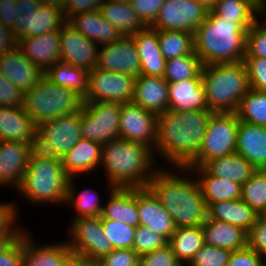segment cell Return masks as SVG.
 <instances>
[{
	"mask_svg": "<svg viewBox=\"0 0 266 266\" xmlns=\"http://www.w3.org/2000/svg\"><path fill=\"white\" fill-rule=\"evenodd\" d=\"M239 125L236 113H212L200 150L185 167L202 166L206 161L235 153Z\"/></svg>",
	"mask_w": 266,
	"mask_h": 266,
	"instance_id": "obj_8",
	"label": "cell"
},
{
	"mask_svg": "<svg viewBox=\"0 0 266 266\" xmlns=\"http://www.w3.org/2000/svg\"><path fill=\"white\" fill-rule=\"evenodd\" d=\"M36 132L37 125L23 106L0 107V141L30 143Z\"/></svg>",
	"mask_w": 266,
	"mask_h": 266,
	"instance_id": "obj_27",
	"label": "cell"
},
{
	"mask_svg": "<svg viewBox=\"0 0 266 266\" xmlns=\"http://www.w3.org/2000/svg\"><path fill=\"white\" fill-rule=\"evenodd\" d=\"M77 266H94V261H84L77 256Z\"/></svg>",
	"mask_w": 266,
	"mask_h": 266,
	"instance_id": "obj_65",
	"label": "cell"
},
{
	"mask_svg": "<svg viewBox=\"0 0 266 266\" xmlns=\"http://www.w3.org/2000/svg\"><path fill=\"white\" fill-rule=\"evenodd\" d=\"M256 19L246 33L245 57L266 58V19Z\"/></svg>",
	"mask_w": 266,
	"mask_h": 266,
	"instance_id": "obj_47",
	"label": "cell"
},
{
	"mask_svg": "<svg viewBox=\"0 0 266 266\" xmlns=\"http://www.w3.org/2000/svg\"><path fill=\"white\" fill-rule=\"evenodd\" d=\"M201 78L213 113H236L250 88L244 62L203 65Z\"/></svg>",
	"mask_w": 266,
	"mask_h": 266,
	"instance_id": "obj_5",
	"label": "cell"
},
{
	"mask_svg": "<svg viewBox=\"0 0 266 266\" xmlns=\"http://www.w3.org/2000/svg\"><path fill=\"white\" fill-rule=\"evenodd\" d=\"M168 96V110L172 112L208 109L202 78L168 83Z\"/></svg>",
	"mask_w": 266,
	"mask_h": 266,
	"instance_id": "obj_24",
	"label": "cell"
},
{
	"mask_svg": "<svg viewBox=\"0 0 266 266\" xmlns=\"http://www.w3.org/2000/svg\"><path fill=\"white\" fill-rule=\"evenodd\" d=\"M109 198L103 206L101 219L121 221L125 224L137 227L138 215V188L108 189Z\"/></svg>",
	"mask_w": 266,
	"mask_h": 266,
	"instance_id": "obj_22",
	"label": "cell"
},
{
	"mask_svg": "<svg viewBox=\"0 0 266 266\" xmlns=\"http://www.w3.org/2000/svg\"><path fill=\"white\" fill-rule=\"evenodd\" d=\"M209 12L237 23H254L256 14L264 16L252 0H218Z\"/></svg>",
	"mask_w": 266,
	"mask_h": 266,
	"instance_id": "obj_38",
	"label": "cell"
},
{
	"mask_svg": "<svg viewBox=\"0 0 266 266\" xmlns=\"http://www.w3.org/2000/svg\"><path fill=\"white\" fill-rule=\"evenodd\" d=\"M232 251L204 244L186 266H227Z\"/></svg>",
	"mask_w": 266,
	"mask_h": 266,
	"instance_id": "obj_46",
	"label": "cell"
},
{
	"mask_svg": "<svg viewBox=\"0 0 266 266\" xmlns=\"http://www.w3.org/2000/svg\"><path fill=\"white\" fill-rule=\"evenodd\" d=\"M202 167L218 178L231 180L243 185L256 171L254 166L238 153L206 161Z\"/></svg>",
	"mask_w": 266,
	"mask_h": 266,
	"instance_id": "obj_34",
	"label": "cell"
},
{
	"mask_svg": "<svg viewBox=\"0 0 266 266\" xmlns=\"http://www.w3.org/2000/svg\"><path fill=\"white\" fill-rule=\"evenodd\" d=\"M24 247L23 233L0 252V266H21Z\"/></svg>",
	"mask_w": 266,
	"mask_h": 266,
	"instance_id": "obj_56",
	"label": "cell"
},
{
	"mask_svg": "<svg viewBox=\"0 0 266 266\" xmlns=\"http://www.w3.org/2000/svg\"><path fill=\"white\" fill-rule=\"evenodd\" d=\"M135 77L125 73L94 68L88 74V92L84 102L130 103L134 95Z\"/></svg>",
	"mask_w": 266,
	"mask_h": 266,
	"instance_id": "obj_11",
	"label": "cell"
},
{
	"mask_svg": "<svg viewBox=\"0 0 266 266\" xmlns=\"http://www.w3.org/2000/svg\"><path fill=\"white\" fill-rule=\"evenodd\" d=\"M247 246L266 260V221L259 216L247 235Z\"/></svg>",
	"mask_w": 266,
	"mask_h": 266,
	"instance_id": "obj_55",
	"label": "cell"
},
{
	"mask_svg": "<svg viewBox=\"0 0 266 266\" xmlns=\"http://www.w3.org/2000/svg\"><path fill=\"white\" fill-rule=\"evenodd\" d=\"M95 68L140 76V60L132 36H122L119 40L99 47Z\"/></svg>",
	"mask_w": 266,
	"mask_h": 266,
	"instance_id": "obj_15",
	"label": "cell"
},
{
	"mask_svg": "<svg viewBox=\"0 0 266 266\" xmlns=\"http://www.w3.org/2000/svg\"><path fill=\"white\" fill-rule=\"evenodd\" d=\"M105 0H66L63 10L65 21L74 15L90 11H97Z\"/></svg>",
	"mask_w": 266,
	"mask_h": 266,
	"instance_id": "obj_59",
	"label": "cell"
},
{
	"mask_svg": "<svg viewBox=\"0 0 266 266\" xmlns=\"http://www.w3.org/2000/svg\"><path fill=\"white\" fill-rule=\"evenodd\" d=\"M241 199L258 216H261L266 211V169L256 170L241 186Z\"/></svg>",
	"mask_w": 266,
	"mask_h": 266,
	"instance_id": "obj_43",
	"label": "cell"
},
{
	"mask_svg": "<svg viewBox=\"0 0 266 266\" xmlns=\"http://www.w3.org/2000/svg\"><path fill=\"white\" fill-rule=\"evenodd\" d=\"M79 33L103 46L119 40L123 35L104 19L99 10L79 13L67 21Z\"/></svg>",
	"mask_w": 266,
	"mask_h": 266,
	"instance_id": "obj_28",
	"label": "cell"
},
{
	"mask_svg": "<svg viewBox=\"0 0 266 266\" xmlns=\"http://www.w3.org/2000/svg\"><path fill=\"white\" fill-rule=\"evenodd\" d=\"M17 47L30 62L45 72L60 61V30L20 38Z\"/></svg>",
	"mask_w": 266,
	"mask_h": 266,
	"instance_id": "obj_17",
	"label": "cell"
},
{
	"mask_svg": "<svg viewBox=\"0 0 266 266\" xmlns=\"http://www.w3.org/2000/svg\"><path fill=\"white\" fill-rule=\"evenodd\" d=\"M17 46L13 32L8 27L0 23V56L5 52H9Z\"/></svg>",
	"mask_w": 266,
	"mask_h": 266,
	"instance_id": "obj_61",
	"label": "cell"
},
{
	"mask_svg": "<svg viewBox=\"0 0 266 266\" xmlns=\"http://www.w3.org/2000/svg\"><path fill=\"white\" fill-rule=\"evenodd\" d=\"M249 87L266 92V58L244 57Z\"/></svg>",
	"mask_w": 266,
	"mask_h": 266,
	"instance_id": "obj_49",
	"label": "cell"
},
{
	"mask_svg": "<svg viewBox=\"0 0 266 266\" xmlns=\"http://www.w3.org/2000/svg\"><path fill=\"white\" fill-rule=\"evenodd\" d=\"M208 12L209 8L196 0H166L150 27L157 31L172 30L194 33L204 22Z\"/></svg>",
	"mask_w": 266,
	"mask_h": 266,
	"instance_id": "obj_12",
	"label": "cell"
},
{
	"mask_svg": "<svg viewBox=\"0 0 266 266\" xmlns=\"http://www.w3.org/2000/svg\"><path fill=\"white\" fill-rule=\"evenodd\" d=\"M261 217L266 221V211L261 215Z\"/></svg>",
	"mask_w": 266,
	"mask_h": 266,
	"instance_id": "obj_69",
	"label": "cell"
},
{
	"mask_svg": "<svg viewBox=\"0 0 266 266\" xmlns=\"http://www.w3.org/2000/svg\"><path fill=\"white\" fill-rule=\"evenodd\" d=\"M23 104L24 92L0 72V107H21Z\"/></svg>",
	"mask_w": 266,
	"mask_h": 266,
	"instance_id": "obj_52",
	"label": "cell"
},
{
	"mask_svg": "<svg viewBox=\"0 0 266 266\" xmlns=\"http://www.w3.org/2000/svg\"><path fill=\"white\" fill-rule=\"evenodd\" d=\"M17 0H0V23L11 29L15 23Z\"/></svg>",
	"mask_w": 266,
	"mask_h": 266,
	"instance_id": "obj_60",
	"label": "cell"
},
{
	"mask_svg": "<svg viewBox=\"0 0 266 266\" xmlns=\"http://www.w3.org/2000/svg\"><path fill=\"white\" fill-rule=\"evenodd\" d=\"M256 5H257V8H258V0H252Z\"/></svg>",
	"mask_w": 266,
	"mask_h": 266,
	"instance_id": "obj_70",
	"label": "cell"
},
{
	"mask_svg": "<svg viewBox=\"0 0 266 266\" xmlns=\"http://www.w3.org/2000/svg\"><path fill=\"white\" fill-rule=\"evenodd\" d=\"M204 244L230 251L247 247L248 233L227 222L206 218L202 224Z\"/></svg>",
	"mask_w": 266,
	"mask_h": 266,
	"instance_id": "obj_30",
	"label": "cell"
},
{
	"mask_svg": "<svg viewBox=\"0 0 266 266\" xmlns=\"http://www.w3.org/2000/svg\"><path fill=\"white\" fill-rule=\"evenodd\" d=\"M101 155V143L82 138L62 157L61 162L65 172L71 178L95 171L100 166Z\"/></svg>",
	"mask_w": 266,
	"mask_h": 266,
	"instance_id": "obj_26",
	"label": "cell"
},
{
	"mask_svg": "<svg viewBox=\"0 0 266 266\" xmlns=\"http://www.w3.org/2000/svg\"><path fill=\"white\" fill-rule=\"evenodd\" d=\"M253 23H237L208 12L193 33L194 52L203 65L243 62L246 33Z\"/></svg>",
	"mask_w": 266,
	"mask_h": 266,
	"instance_id": "obj_4",
	"label": "cell"
},
{
	"mask_svg": "<svg viewBox=\"0 0 266 266\" xmlns=\"http://www.w3.org/2000/svg\"><path fill=\"white\" fill-rule=\"evenodd\" d=\"M30 235L28 231L24 232L25 247L21 266H60L71 255L67 241L37 246Z\"/></svg>",
	"mask_w": 266,
	"mask_h": 266,
	"instance_id": "obj_31",
	"label": "cell"
},
{
	"mask_svg": "<svg viewBox=\"0 0 266 266\" xmlns=\"http://www.w3.org/2000/svg\"><path fill=\"white\" fill-rule=\"evenodd\" d=\"M139 19L148 27L156 20L166 0H129Z\"/></svg>",
	"mask_w": 266,
	"mask_h": 266,
	"instance_id": "obj_53",
	"label": "cell"
},
{
	"mask_svg": "<svg viewBox=\"0 0 266 266\" xmlns=\"http://www.w3.org/2000/svg\"><path fill=\"white\" fill-rule=\"evenodd\" d=\"M16 5L15 23L11 31L18 41L30 29L31 15L37 11L40 3L38 0H17Z\"/></svg>",
	"mask_w": 266,
	"mask_h": 266,
	"instance_id": "obj_48",
	"label": "cell"
},
{
	"mask_svg": "<svg viewBox=\"0 0 266 266\" xmlns=\"http://www.w3.org/2000/svg\"><path fill=\"white\" fill-rule=\"evenodd\" d=\"M30 159L61 160L57 150L38 131L30 141Z\"/></svg>",
	"mask_w": 266,
	"mask_h": 266,
	"instance_id": "obj_54",
	"label": "cell"
},
{
	"mask_svg": "<svg viewBox=\"0 0 266 266\" xmlns=\"http://www.w3.org/2000/svg\"><path fill=\"white\" fill-rule=\"evenodd\" d=\"M88 74L83 68L65 64L61 61L44 72V76L52 83L75 91L83 99L88 92Z\"/></svg>",
	"mask_w": 266,
	"mask_h": 266,
	"instance_id": "obj_35",
	"label": "cell"
},
{
	"mask_svg": "<svg viewBox=\"0 0 266 266\" xmlns=\"http://www.w3.org/2000/svg\"><path fill=\"white\" fill-rule=\"evenodd\" d=\"M67 241L71 254L84 261H99L114 250L108 240L100 216L73 218Z\"/></svg>",
	"mask_w": 266,
	"mask_h": 266,
	"instance_id": "obj_10",
	"label": "cell"
},
{
	"mask_svg": "<svg viewBox=\"0 0 266 266\" xmlns=\"http://www.w3.org/2000/svg\"><path fill=\"white\" fill-rule=\"evenodd\" d=\"M185 168L189 169V178L194 174L198 179L207 206L214 202L241 199V185L238 183L210 175L202 166Z\"/></svg>",
	"mask_w": 266,
	"mask_h": 266,
	"instance_id": "obj_29",
	"label": "cell"
},
{
	"mask_svg": "<svg viewBox=\"0 0 266 266\" xmlns=\"http://www.w3.org/2000/svg\"><path fill=\"white\" fill-rule=\"evenodd\" d=\"M121 105L119 102H84L80 119L81 137L102 145L118 139Z\"/></svg>",
	"mask_w": 266,
	"mask_h": 266,
	"instance_id": "obj_9",
	"label": "cell"
},
{
	"mask_svg": "<svg viewBox=\"0 0 266 266\" xmlns=\"http://www.w3.org/2000/svg\"><path fill=\"white\" fill-rule=\"evenodd\" d=\"M94 266H104V265L99 261H94Z\"/></svg>",
	"mask_w": 266,
	"mask_h": 266,
	"instance_id": "obj_68",
	"label": "cell"
},
{
	"mask_svg": "<svg viewBox=\"0 0 266 266\" xmlns=\"http://www.w3.org/2000/svg\"><path fill=\"white\" fill-rule=\"evenodd\" d=\"M227 266H266V260L250 247L232 251Z\"/></svg>",
	"mask_w": 266,
	"mask_h": 266,
	"instance_id": "obj_58",
	"label": "cell"
},
{
	"mask_svg": "<svg viewBox=\"0 0 266 266\" xmlns=\"http://www.w3.org/2000/svg\"><path fill=\"white\" fill-rule=\"evenodd\" d=\"M212 113L203 109L157 114L155 153L172 167H185L198 154Z\"/></svg>",
	"mask_w": 266,
	"mask_h": 266,
	"instance_id": "obj_1",
	"label": "cell"
},
{
	"mask_svg": "<svg viewBox=\"0 0 266 266\" xmlns=\"http://www.w3.org/2000/svg\"><path fill=\"white\" fill-rule=\"evenodd\" d=\"M236 114L240 121L266 127V92L249 88Z\"/></svg>",
	"mask_w": 266,
	"mask_h": 266,
	"instance_id": "obj_40",
	"label": "cell"
},
{
	"mask_svg": "<svg viewBox=\"0 0 266 266\" xmlns=\"http://www.w3.org/2000/svg\"><path fill=\"white\" fill-rule=\"evenodd\" d=\"M168 243L182 265H187L204 245L202 226L176 227Z\"/></svg>",
	"mask_w": 266,
	"mask_h": 266,
	"instance_id": "obj_36",
	"label": "cell"
},
{
	"mask_svg": "<svg viewBox=\"0 0 266 266\" xmlns=\"http://www.w3.org/2000/svg\"><path fill=\"white\" fill-rule=\"evenodd\" d=\"M60 266H77V256L71 254Z\"/></svg>",
	"mask_w": 266,
	"mask_h": 266,
	"instance_id": "obj_64",
	"label": "cell"
},
{
	"mask_svg": "<svg viewBox=\"0 0 266 266\" xmlns=\"http://www.w3.org/2000/svg\"><path fill=\"white\" fill-rule=\"evenodd\" d=\"M74 177L69 178L64 205L75 209L74 218L101 216L103 206L99 204V193L92 188L76 191Z\"/></svg>",
	"mask_w": 266,
	"mask_h": 266,
	"instance_id": "obj_37",
	"label": "cell"
},
{
	"mask_svg": "<svg viewBox=\"0 0 266 266\" xmlns=\"http://www.w3.org/2000/svg\"><path fill=\"white\" fill-rule=\"evenodd\" d=\"M167 244L168 240L161 234H157L146 226L138 225L136 227L132 249L138 256L150 253Z\"/></svg>",
	"mask_w": 266,
	"mask_h": 266,
	"instance_id": "obj_45",
	"label": "cell"
},
{
	"mask_svg": "<svg viewBox=\"0 0 266 266\" xmlns=\"http://www.w3.org/2000/svg\"><path fill=\"white\" fill-rule=\"evenodd\" d=\"M259 216L242 199L210 203L207 218L235 225L247 233Z\"/></svg>",
	"mask_w": 266,
	"mask_h": 266,
	"instance_id": "obj_32",
	"label": "cell"
},
{
	"mask_svg": "<svg viewBox=\"0 0 266 266\" xmlns=\"http://www.w3.org/2000/svg\"><path fill=\"white\" fill-rule=\"evenodd\" d=\"M203 64L195 52L166 60L164 79L177 82L188 78H201Z\"/></svg>",
	"mask_w": 266,
	"mask_h": 266,
	"instance_id": "obj_41",
	"label": "cell"
},
{
	"mask_svg": "<svg viewBox=\"0 0 266 266\" xmlns=\"http://www.w3.org/2000/svg\"><path fill=\"white\" fill-rule=\"evenodd\" d=\"M99 46L67 21L60 27V61L88 72L96 67Z\"/></svg>",
	"mask_w": 266,
	"mask_h": 266,
	"instance_id": "obj_14",
	"label": "cell"
},
{
	"mask_svg": "<svg viewBox=\"0 0 266 266\" xmlns=\"http://www.w3.org/2000/svg\"><path fill=\"white\" fill-rule=\"evenodd\" d=\"M160 51L167 59L186 56L194 52L193 33L189 31H157Z\"/></svg>",
	"mask_w": 266,
	"mask_h": 266,
	"instance_id": "obj_39",
	"label": "cell"
},
{
	"mask_svg": "<svg viewBox=\"0 0 266 266\" xmlns=\"http://www.w3.org/2000/svg\"><path fill=\"white\" fill-rule=\"evenodd\" d=\"M139 256L133 249H114L99 260L104 266H137Z\"/></svg>",
	"mask_w": 266,
	"mask_h": 266,
	"instance_id": "obj_57",
	"label": "cell"
},
{
	"mask_svg": "<svg viewBox=\"0 0 266 266\" xmlns=\"http://www.w3.org/2000/svg\"><path fill=\"white\" fill-rule=\"evenodd\" d=\"M140 60V75L163 77L166 59L160 51L157 30L145 27L131 35Z\"/></svg>",
	"mask_w": 266,
	"mask_h": 266,
	"instance_id": "obj_23",
	"label": "cell"
},
{
	"mask_svg": "<svg viewBox=\"0 0 266 266\" xmlns=\"http://www.w3.org/2000/svg\"><path fill=\"white\" fill-rule=\"evenodd\" d=\"M17 205L11 203H0V235H22L25 230L14 224L18 219Z\"/></svg>",
	"mask_w": 266,
	"mask_h": 266,
	"instance_id": "obj_51",
	"label": "cell"
},
{
	"mask_svg": "<svg viewBox=\"0 0 266 266\" xmlns=\"http://www.w3.org/2000/svg\"><path fill=\"white\" fill-rule=\"evenodd\" d=\"M69 176L61 160L30 159L18 192L37 204H65Z\"/></svg>",
	"mask_w": 266,
	"mask_h": 266,
	"instance_id": "obj_6",
	"label": "cell"
},
{
	"mask_svg": "<svg viewBox=\"0 0 266 266\" xmlns=\"http://www.w3.org/2000/svg\"><path fill=\"white\" fill-rule=\"evenodd\" d=\"M83 98L75 91L52 83L43 76L24 93L23 107L32 121L39 124L81 111Z\"/></svg>",
	"mask_w": 266,
	"mask_h": 266,
	"instance_id": "obj_7",
	"label": "cell"
},
{
	"mask_svg": "<svg viewBox=\"0 0 266 266\" xmlns=\"http://www.w3.org/2000/svg\"><path fill=\"white\" fill-rule=\"evenodd\" d=\"M99 12L123 36H131L147 27L139 19L130 1L105 0L99 7Z\"/></svg>",
	"mask_w": 266,
	"mask_h": 266,
	"instance_id": "obj_33",
	"label": "cell"
},
{
	"mask_svg": "<svg viewBox=\"0 0 266 266\" xmlns=\"http://www.w3.org/2000/svg\"><path fill=\"white\" fill-rule=\"evenodd\" d=\"M154 158V152L147 146L118 138L102 145L100 165L110 189L144 188L158 170Z\"/></svg>",
	"mask_w": 266,
	"mask_h": 266,
	"instance_id": "obj_3",
	"label": "cell"
},
{
	"mask_svg": "<svg viewBox=\"0 0 266 266\" xmlns=\"http://www.w3.org/2000/svg\"><path fill=\"white\" fill-rule=\"evenodd\" d=\"M202 4H204L207 8H211L218 0H196Z\"/></svg>",
	"mask_w": 266,
	"mask_h": 266,
	"instance_id": "obj_67",
	"label": "cell"
},
{
	"mask_svg": "<svg viewBox=\"0 0 266 266\" xmlns=\"http://www.w3.org/2000/svg\"><path fill=\"white\" fill-rule=\"evenodd\" d=\"M21 235H0V252Z\"/></svg>",
	"mask_w": 266,
	"mask_h": 266,
	"instance_id": "obj_63",
	"label": "cell"
},
{
	"mask_svg": "<svg viewBox=\"0 0 266 266\" xmlns=\"http://www.w3.org/2000/svg\"><path fill=\"white\" fill-rule=\"evenodd\" d=\"M138 215L140 226L148 227L168 241L171 239L176 228L173 220L148 187L138 188Z\"/></svg>",
	"mask_w": 266,
	"mask_h": 266,
	"instance_id": "obj_19",
	"label": "cell"
},
{
	"mask_svg": "<svg viewBox=\"0 0 266 266\" xmlns=\"http://www.w3.org/2000/svg\"><path fill=\"white\" fill-rule=\"evenodd\" d=\"M81 111L69 115H63L37 126V131L48 140L63 157L79 140Z\"/></svg>",
	"mask_w": 266,
	"mask_h": 266,
	"instance_id": "obj_16",
	"label": "cell"
},
{
	"mask_svg": "<svg viewBox=\"0 0 266 266\" xmlns=\"http://www.w3.org/2000/svg\"><path fill=\"white\" fill-rule=\"evenodd\" d=\"M173 170L159 167L147 187L170 214L175 227L202 226L207 218V204L198 181L187 178L188 168Z\"/></svg>",
	"mask_w": 266,
	"mask_h": 266,
	"instance_id": "obj_2",
	"label": "cell"
},
{
	"mask_svg": "<svg viewBox=\"0 0 266 266\" xmlns=\"http://www.w3.org/2000/svg\"><path fill=\"white\" fill-rule=\"evenodd\" d=\"M30 160V144L0 141V186L19 187Z\"/></svg>",
	"mask_w": 266,
	"mask_h": 266,
	"instance_id": "obj_18",
	"label": "cell"
},
{
	"mask_svg": "<svg viewBox=\"0 0 266 266\" xmlns=\"http://www.w3.org/2000/svg\"><path fill=\"white\" fill-rule=\"evenodd\" d=\"M103 230L114 249H132L136 227L121 221L101 219Z\"/></svg>",
	"mask_w": 266,
	"mask_h": 266,
	"instance_id": "obj_44",
	"label": "cell"
},
{
	"mask_svg": "<svg viewBox=\"0 0 266 266\" xmlns=\"http://www.w3.org/2000/svg\"><path fill=\"white\" fill-rule=\"evenodd\" d=\"M40 4L57 8L63 12L66 0H38Z\"/></svg>",
	"mask_w": 266,
	"mask_h": 266,
	"instance_id": "obj_62",
	"label": "cell"
},
{
	"mask_svg": "<svg viewBox=\"0 0 266 266\" xmlns=\"http://www.w3.org/2000/svg\"><path fill=\"white\" fill-rule=\"evenodd\" d=\"M258 9L262 14L266 13V0H258Z\"/></svg>",
	"mask_w": 266,
	"mask_h": 266,
	"instance_id": "obj_66",
	"label": "cell"
},
{
	"mask_svg": "<svg viewBox=\"0 0 266 266\" xmlns=\"http://www.w3.org/2000/svg\"><path fill=\"white\" fill-rule=\"evenodd\" d=\"M131 102L155 114L164 113L169 107L168 82L164 77H136Z\"/></svg>",
	"mask_w": 266,
	"mask_h": 266,
	"instance_id": "obj_21",
	"label": "cell"
},
{
	"mask_svg": "<svg viewBox=\"0 0 266 266\" xmlns=\"http://www.w3.org/2000/svg\"><path fill=\"white\" fill-rule=\"evenodd\" d=\"M0 72L24 93L44 76V72L30 62L17 46L0 56Z\"/></svg>",
	"mask_w": 266,
	"mask_h": 266,
	"instance_id": "obj_20",
	"label": "cell"
},
{
	"mask_svg": "<svg viewBox=\"0 0 266 266\" xmlns=\"http://www.w3.org/2000/svg\"><path fill=\"white\" fill-rule=\"evenodd\" d=\"M139 266H182L177 259L171 245L168 243L162 248L139 256Z\"/></svg>",
	"mask_w": 266,
	"mask_h": 266,
	"instance_id": "obj_50",
	"label": "cell"
},
{
	"mask_svg": "<svg viewBox=\"0 0 266 266\" xmlns=\"http://www.w3.org/2000/svg\"><path fill=\"white\" fill-rule=\"evenodd\" d=\"M236 153L249 161L256 170L266 169V127L240 121Z\"/></svg>",
	"mask_w": 266,
	"mask_h": 266,
	"instance_id": "obj_25",
	"label": "cell"
},
{
	"mask_svg": "<svg viewBox=\"0 0 266 266\" xmlns=\"http://www.w3.org/2000/svg\"><path fill=\"white\" fill-rule=\"evenodd\" d=\"M65 22L61 10L40 4L37 11L31 15L30 29L21 38L40 36L49 31L60 30Z\"/></svg>",
	"mask_w": 266,
	"mask_h": 266,
	"instance_id": "obj_42",
	"label": "cell"
},
{
	"mask_svg": "<svg viewBox=\"0 0 266 266\" xmlns=\"http://www.w3.org/2000/svg\"><path fill=\"white\" fill-rule=\"evenodd\" d=\"M157 114L132 102L121 105L119 138L140 143L155 154Z\"/></svg>",
	"mask_w": 266,
	"mask_h": 266,
	"instance_id": "obj_13",
	"label": "cell"
}]
</instances>
